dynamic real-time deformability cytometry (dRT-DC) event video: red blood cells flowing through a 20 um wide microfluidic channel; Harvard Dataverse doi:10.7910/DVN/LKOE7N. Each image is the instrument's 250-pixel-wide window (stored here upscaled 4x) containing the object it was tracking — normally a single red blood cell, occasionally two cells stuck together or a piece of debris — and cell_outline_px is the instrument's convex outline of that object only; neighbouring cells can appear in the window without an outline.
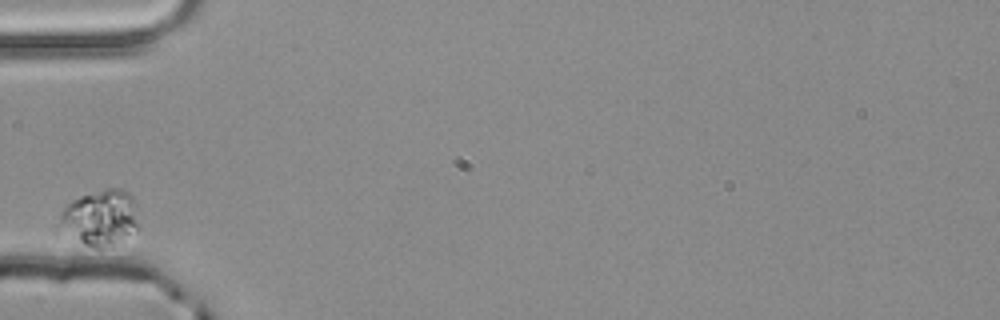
{"species": "common noctule bat (a hibernating species)", "species_latin": "Nyctalus noctula", "temperature_condition": "room temperature", "stored_images_in_passage": 1, "camera_frame_rate_fps": 3000, "um_per_image_px": 0.085, "animal": {"sex": "male", "body_mass_g": 20.4}, "frame": {"image": 1, "passage_image": 1, "time_ms": 0.0, "image_size_px": [1000, 320], "cell_outline_px": [[136, 228], [112, 244], [100, 248], [96, 248], [56, 236], [52, 232], [64, 208], [72, 200], [80, 196], [104, 188], [120, 188], [128, 192], [132, 196], [136, 204]], "centroid_in_image_um": [8.33, 18.53], "position_along_channel_um": 76.7, "area_um2": 26.41}}